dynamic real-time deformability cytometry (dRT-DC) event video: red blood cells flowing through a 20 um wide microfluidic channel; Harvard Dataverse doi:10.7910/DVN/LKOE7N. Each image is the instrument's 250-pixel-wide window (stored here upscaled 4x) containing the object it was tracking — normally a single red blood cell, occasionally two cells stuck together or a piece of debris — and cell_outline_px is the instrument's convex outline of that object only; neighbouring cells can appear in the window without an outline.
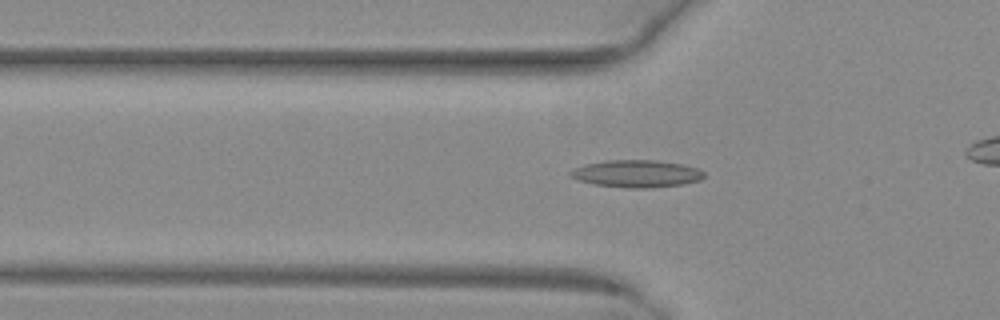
{"species": "common noctule bat (a hibernating species)", "species_latin": "Nyctalus noctula", "temperature_condition": "warm", "stored_images_in_passage": 43, "camera_frame_rate_fps": 3000, "um_per_image_px": 0.085, "animal": {"sex": "female", "body_mass_g": 29.2, "forearm_length_mm": 56.3}, "frame": {"image": 1, "passage_image": 18, "time_ms": 5.667, "image_size_px": [1000, 320], "cell_outline_px": [[704, 176], [700, 180], [684, 184], [648, 188], [632, 188], [592, 184], [580, 180], [572, 176], [568, 172], [584, 164], [608, 160], [656, 160], [684, 164], [696, 168], [704, 172]], "centroid_in_image_um": [54.14, 14.76], "position_along_channel_um": 71.7, "area_um2": 21.15}}
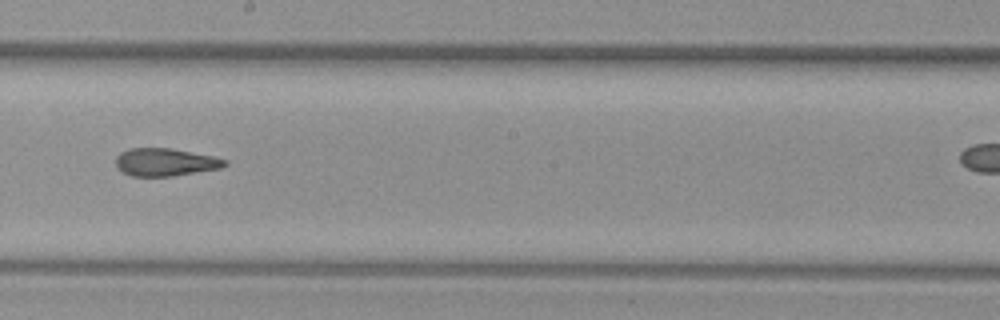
{"frame": {"image": 2, "passage_image": 30, "time_ms": 9.667, "image_size_px": [1000, 320], "cell_outline_px": [[228, 164], [220, 168], [172, 176], [132, 176], [120, 172], [116, 168], [116, 156], [120, 152], [128, 148], [168, 148], [212, 156], [228, 160]], "centroid_in_image_um": [13.99, 13.79], "position_along_channel_um": 234.2, "area_um2": 17.63}}
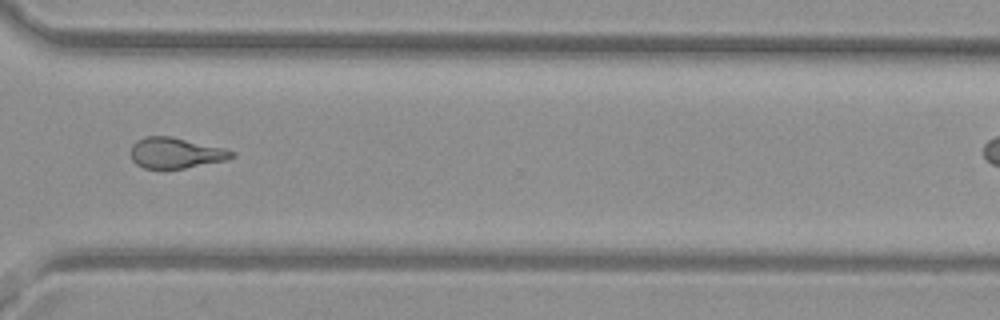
{"frame": {"image": 3, "passage_image": 39, "time_ms": 12.667, "image_size_px": [1000, 320], "cell_outline_px": [[236, 156], [228, 160], [184, 168], [160, 172], [144, 168], [136, 164], [132, 160], [132, 144], [136, 140], [148, 136], [172, 136], [224, 148], [236, 152]], "centroid_in_image_um": [14.94, 13.04], "position_along_channel_um": 355.7, "area_um2": 18.67}}